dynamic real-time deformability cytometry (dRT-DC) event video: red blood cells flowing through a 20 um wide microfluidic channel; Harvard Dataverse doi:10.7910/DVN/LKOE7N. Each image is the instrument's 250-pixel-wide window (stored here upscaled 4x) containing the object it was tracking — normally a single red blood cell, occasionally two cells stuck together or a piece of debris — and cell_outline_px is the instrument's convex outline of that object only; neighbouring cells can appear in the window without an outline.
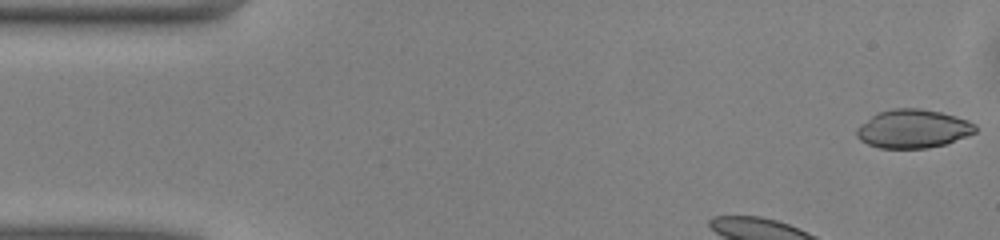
{"species": "common noctule bat (a hibernating species)", "species_latin": "Nyctalus noctula", "temperature_condition": "warm", "stored_images_in_passage": 25, "segment_of_instrument_passage": [1, 2], "camera_frame_rate_fps": 3000, "um_per_image_px": 0.085, "animal": {"sex": "male", "body_mass_g": 13.0, "forearm_length_mm": 53.1}, "frame": {"image": 1, "passage_image": 1, "time_ms": 0.0, "image_size_px": [1000, 240], "cell_outline_px": [[976, 132], [968, 136], [944, 144], [928, 148], [880, 148], [868, 144], [860, 140], [856, 136], [856, 128], [860, 124], [872, 116], [880, 112], [892, 108], [920, 108], [940, 112], [956, 116], [968, 120], [976, 124]], "centroid_in_image_um": [77.61, 10.94], "position_along_channel_um": 7.4, "area_um2": 26.7}}
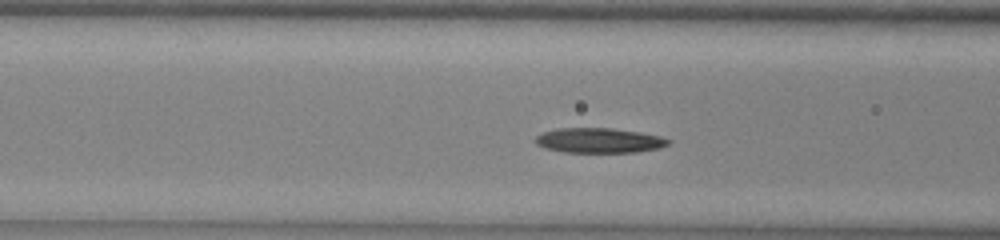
{"frame": {"image": 2, "passage_image": 14, "time_ms": 4.333, "image_size_px": [1000, 240], "cell_outline_px": [[672, 140], [668, 144], [660, 148], [636, 152], [564, 152], [544, 148], [536, 144], [536, 136], [544, 132], [556, 128], [612, 128], [640, 132], [660, 136]], "centroid_in_image_um": [50.93, 11.94], "position_along_channel_um": 115.7, "area_um2": 19.31}}
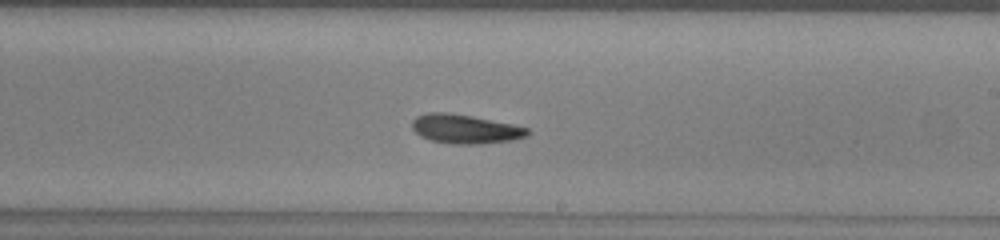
{"frame": {"image": 3, "passage_image": 24, "time_ms": 7.667, "image_size_px": [1000, 240], "cell_outline_px": [[532, 132], [528, 136], [512, 140], [480, 144], [452, 144], [432, 140], [420, 136], [412, 128], [412, 120], [416, 116], [428, 112], [444, 112], [472, 116], [512, 124], [528, 128]], "centroid_in_image_um": [39.55, 10.96], "position_along_channel_um": 249.4, "area_um2": 19.59}}